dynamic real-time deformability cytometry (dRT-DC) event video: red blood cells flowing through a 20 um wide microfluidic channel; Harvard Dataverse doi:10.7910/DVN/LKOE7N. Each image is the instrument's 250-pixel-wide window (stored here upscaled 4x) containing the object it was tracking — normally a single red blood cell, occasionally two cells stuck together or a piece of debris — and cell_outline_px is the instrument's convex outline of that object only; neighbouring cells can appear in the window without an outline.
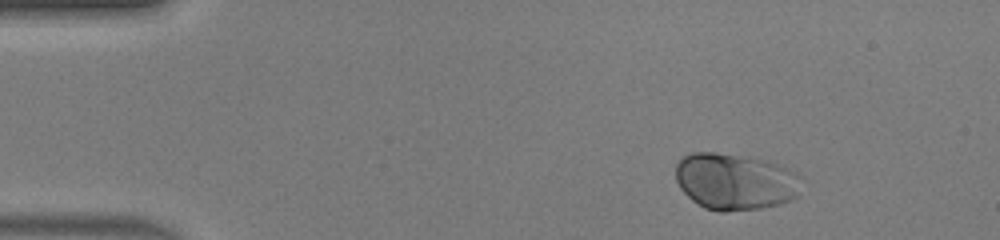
{"species": "human", "species_latin": "Homo sapiens", "temperature_condition": "warm", "stored_images_in_passage": 44, "camera_frame_rate_fps": 3000, "um_per_image_px": 0.085, "donor": {"sex": "male"}, "frame": {"image": 1, "passage_image": 1, "time_ms": 0.0, "image_size_px": [1000, 240], "cell_outline_px": [[800, 176], [796, 196], [780, 204], [760, 208], [724, 212], [720, 212], [704, 208], [692, 200], [680, 188], [676, 180], [676, 164], [684, 156], [692, 152], [716, 152], [768, 160], [788, 168], [796, 172]], "centroid_in_image_um": [62.45, 15.43], "position_along_channel_um": 22.5, "area_um2": 41.44}}
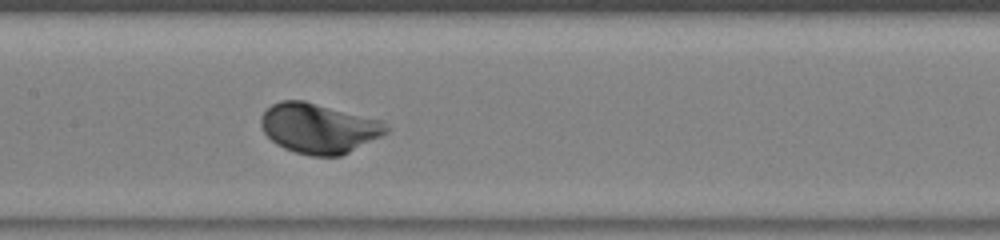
{"frame": {"image": 2, "passage_image": 19, "time_ms": 6.0, "image_size_px": [1000, 240], "cell_outline_px": [[388, 132], [340, 156], [312, 156], [296, 152], [284, 148], [276, 144], [264, 132], [260, 124], [260, 116], [272, 104], [280, 100], [304, 100], [384, 120], [388, 128]], "centroid_in_image_um": [27.09, 10.88], "position_along_channel_um": 180.3, "area_um2": 36.47}}
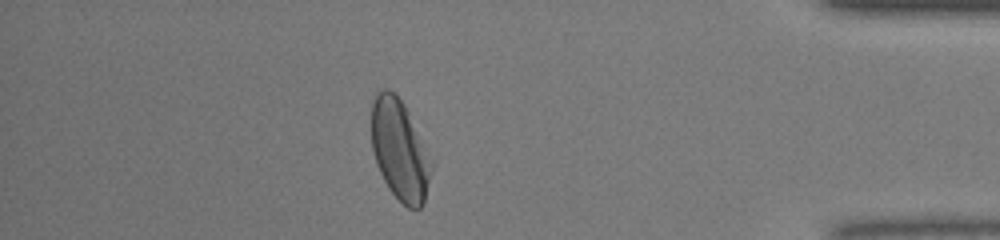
{"frame": {"image": 3, "passage_image": 38, "time_ms": 12.333, "image_size_px": [1000, 240], "cell_outline_px": [[432, 168], [424, 200], [420, 208], [408, 208], [388, 188], [376, 164], [372, 148], [372, 100], [376, 92], [380, 88], [388, 88], [396, 92], [404, 104], [408, 112], [432, 164]], "centroid_in_image_um": [33.93, 12.7], "position_along_channel_um": 401.3, "area_um2": 34.56}, "authors_computed_cell_mechanics": {"area_um2": 35.4603, "velocity_mm_per_s": 4.1036, "shape_relaxation_time_tau1_ms": 1.0623, "shape_relaxation_time_tau2_ms": null, "deformation_change_tau1": 0.1106, "deformation_change_tau2": null}}